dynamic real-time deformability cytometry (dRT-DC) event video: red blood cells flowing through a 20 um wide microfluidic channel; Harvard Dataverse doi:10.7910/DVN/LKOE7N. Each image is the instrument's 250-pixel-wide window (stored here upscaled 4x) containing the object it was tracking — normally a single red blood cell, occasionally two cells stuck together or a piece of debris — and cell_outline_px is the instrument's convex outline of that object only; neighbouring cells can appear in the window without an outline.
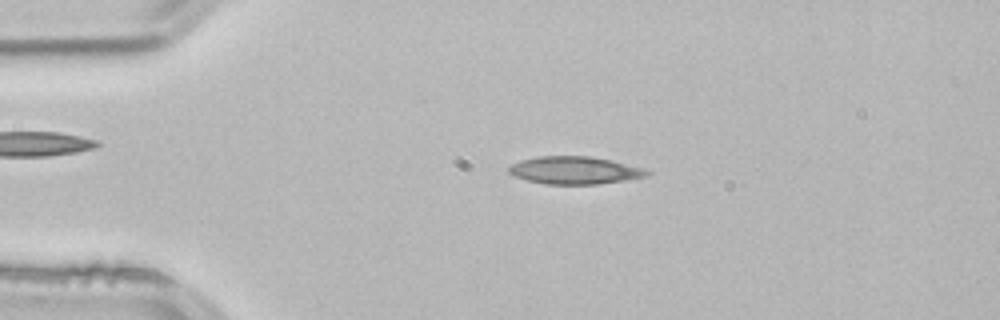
{"species": "common noctule bat (a hibernating species)", "species_latin": "Nyctalus noctula", "temperature_condition": "room temperature", "stored_images_in_passage": 3, "camera_frame_rate_fps": 3000, "um_per_image_px": 0.085, "animal": {"sex": "male", "body_mass_g": 21.5, "forearm_length_mm": 52.0}, "frame": {"image": 1, "passage_image": 2, "time_ms": 0.333, "image_size_px": [1000, 320], "cell_outline_px": [[652, 172], [648, 176], [624, 180], [596, 184], [544, 184], [528, 180], [516, 176], [508, 172], [508, 168], [512, 164], [520, 160], [536, 156], [588, 156], [612, 160], [644, 168]], "centroid_in_image_um": [48.86, 14.47], "position_along_channel_um": 36.1, "area_um2": 22.2}}